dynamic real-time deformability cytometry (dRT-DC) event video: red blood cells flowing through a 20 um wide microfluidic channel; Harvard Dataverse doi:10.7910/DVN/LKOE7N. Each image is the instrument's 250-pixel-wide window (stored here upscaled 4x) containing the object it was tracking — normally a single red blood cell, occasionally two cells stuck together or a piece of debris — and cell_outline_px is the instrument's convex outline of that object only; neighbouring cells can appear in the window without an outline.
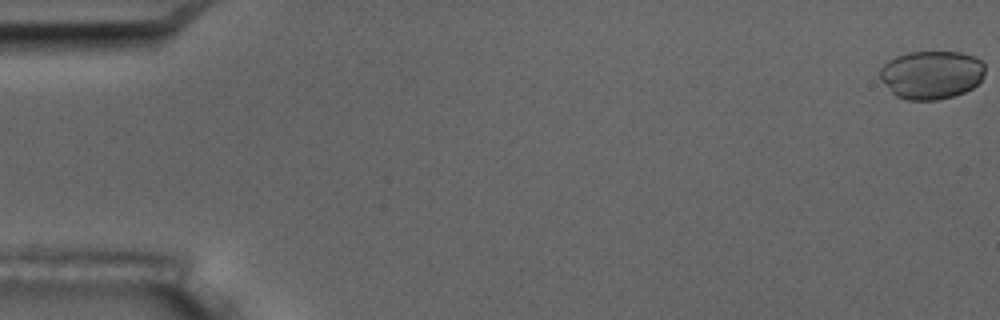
{"species": "common noctule bat (a hibernating species)", "species_latin": "Nyctalus noctula", "temperature_condition": "room temperature", "stored_images_in_passage": 6, "camera_frame_rate_fps": 3000, "um_per_image_px": 0.085, "animal": {"sex": "male", "body_mass_g": 17.5, "forearm_length_mm": 52.3}, "frame": {"image": 1, "passage_image": 1, "time_ms": 0.0, "image_size_px": [1000, 320], "cell_outline_px": [[984, 76], [972, 88], [964, 92], [952, 96], [936, 100], [908, 100], [896, 96], [880, 80], [880, 68], [888, 60], [896, 56], [908, 52], [960, 52], [976, 56], [984, 64]], "centroid_in_image_um": [79.16, 6.35], "position_along_channel_um": 5.8, "area_um2": 29.71}}